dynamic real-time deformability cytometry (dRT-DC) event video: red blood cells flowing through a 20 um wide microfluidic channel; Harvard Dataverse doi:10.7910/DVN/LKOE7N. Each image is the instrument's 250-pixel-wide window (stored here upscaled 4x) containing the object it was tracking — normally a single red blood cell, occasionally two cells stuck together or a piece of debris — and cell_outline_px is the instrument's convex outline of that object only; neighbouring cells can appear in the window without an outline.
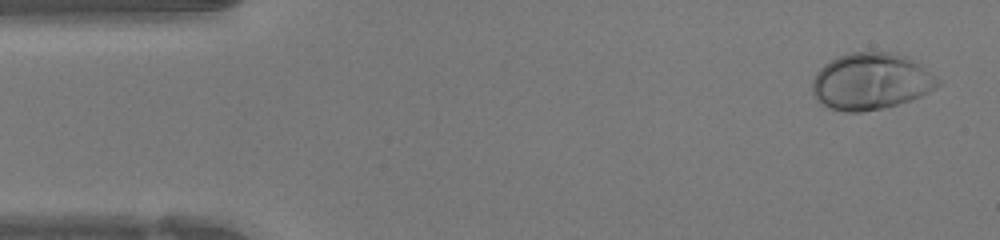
{"species": "human", "species_latin": "Homo sapiens", "temperature_condition": "warm", "stored_images_in_passage": 47, "camera_frame_rate_fps": 3000, "um_per_image_px": 0.085, "donor": {"sex": "female"}, "frame": {"image": 1, "passage_image": 2, "time_ms": 0.333, "image_size_px": [1000, 240], "cell_outline_px": [[940, 84], [928, 92], [920, 96], [896, 104], [880, 108], [860, 112], [844, 112], [832, 108], [816, 100], [812, 92], [812, 80], [816, 72], [824, 64], [840, 56], [852, 52], [892, 52], [904, 56], [920, 64], [936, 76], [940, 80]], "centroid_in_image_um": [74.01, 6.91], "position_along_channel_um": 11.0, "area_um2": 41.1}}
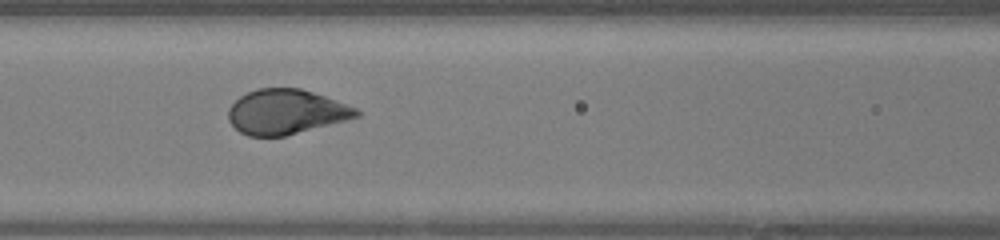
{"frame": {"image": 2, "passage_image": 19, "time_ms": 6.0, "image_size_px": [1000, 240], "cell_outline_px": [[360, 116], [284, 136], [248, 136], [240, 132], [228, 120], [228, 108], [240, 96], [256, 88], [300, 88], [324, 96], [356, 108], [360, 112]], "centroid_in_image_um": [24.27, 9.5], "position_along_channel_um": 142.3, "area_um2": 33.06}}
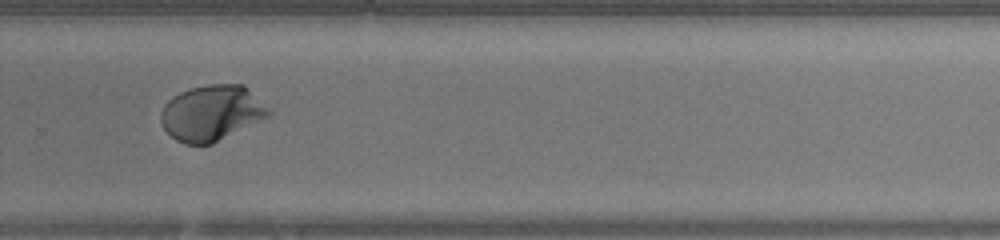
{"frame": {"image": 3, "passage_image": 31, "time_ms": 10.0, "image_size_px": [1000, 240], "cell_outline_px": [[272, 116], [212, 144], [184, 144], [176, 140], [164, 128], [160, 120], [160, 112], [164, 104], [172, 96], [188, 88], [208, 84], [244, 84], [272, 112]], "centroid_in_image_um": [18.0, 9.6], "position_along_channel_um": 311.8, "area_um2": 35.26}, "authors_computed_cell_mechanics": {"area_um2": 35.258, "velocity_mm_per_s": 4.2495, "shape_relaxation_time_tau1_ms": 2.4744, "shape_relaxation_time_tau2_ms": null, "deformation_change_tau1": 0.1867, "deformation_change_tau2": null}}